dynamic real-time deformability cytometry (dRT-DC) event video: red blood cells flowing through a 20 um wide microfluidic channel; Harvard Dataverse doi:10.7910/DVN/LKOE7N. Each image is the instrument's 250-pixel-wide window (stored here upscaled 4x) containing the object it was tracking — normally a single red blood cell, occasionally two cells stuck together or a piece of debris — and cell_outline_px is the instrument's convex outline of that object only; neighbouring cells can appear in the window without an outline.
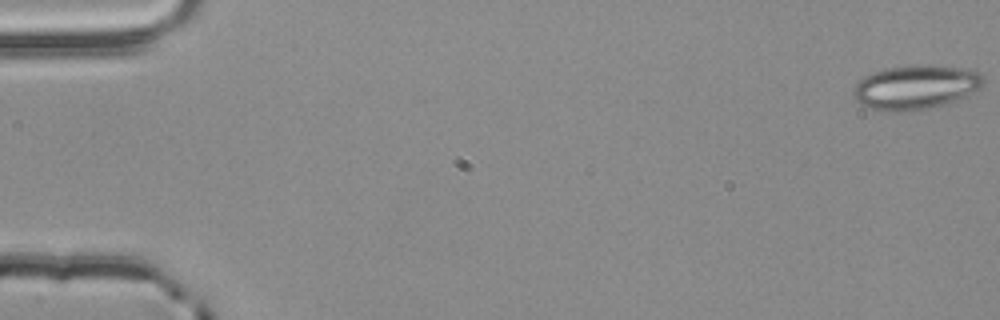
{"species": "common noctule bat (a hibernating species)", "species_latin": "Nyctalus noctula", "temperature_condition": "room temperature", "stored_images_in_passage": 42, "camera_frame_rate_fps": 3000, "um_per_image_px": 0.085, "animal": {"sex": "male", "body_mass_g": 20.4}, "frame": {"image": 1, "passage_image": 1, "time_ms": 0.0, "image_size_px": [1000, 320], "cell_outline_px": [[984, 84], [980, 88], [964, 96], [944, 104], [928, 108], [904, 112], [884, 112], [860, 104], [852, 96], [852, 88], [864, 76], [872, 72], [912, 64], [964, 68], [980, 72], [984, 76]], "centroid_in_image_um": [77.8, 7.42], "position_along_channel_um": 7.2, "area_um2": 33.52}}
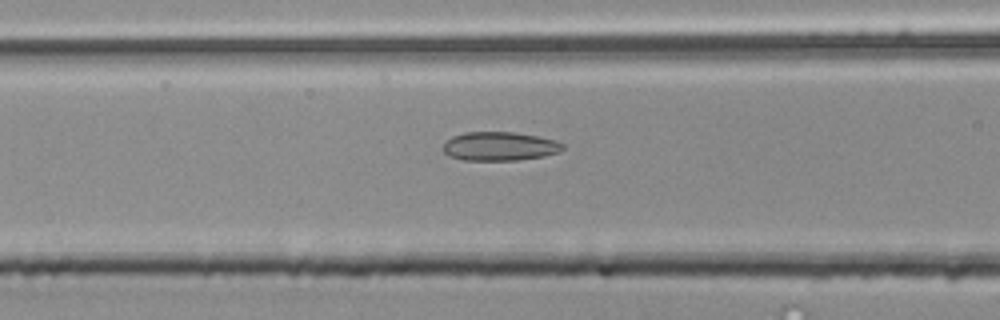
{"frame": {"image": 2, "passage_image": 23, "time_ms": 7.333, "image_size_px": [1000, 320], "cell_outline_px": [[564, 148], [560, 152], [544, 156], [516, 160], [464, 160], [448, 156], [444, 152], [444, 144], [452, 136], [464, 132], [516, 132], [556, 140], [564, 144]], "centroid_in_image_um": [42.49, 12.43], "position_along_channel_um": 124.1, "area_um2": 20.11}}
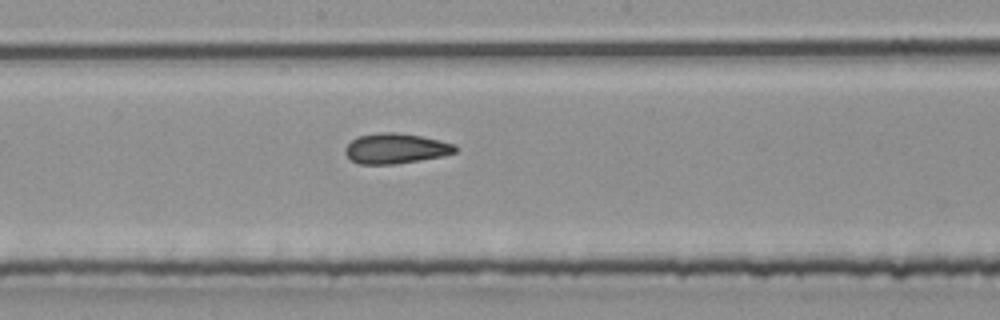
{"frame": {"image": 3, "passage_image": 30, "time_ms": 9.667, "image_size_px": [1000, 320], "cell_outline_px": [[460, 148], [456, 152], [440, 156], [392, 164], [360, 164], [352, 160], [344, 152], [344, 148], [356, 136], [380, 132], [396, 132], [420, 136], [440, 140], [456, 144]], "centroid_in_image_um": [33.63, 12.6], "position_along_channel_um": 214.6, "area_um2": 19.31}}